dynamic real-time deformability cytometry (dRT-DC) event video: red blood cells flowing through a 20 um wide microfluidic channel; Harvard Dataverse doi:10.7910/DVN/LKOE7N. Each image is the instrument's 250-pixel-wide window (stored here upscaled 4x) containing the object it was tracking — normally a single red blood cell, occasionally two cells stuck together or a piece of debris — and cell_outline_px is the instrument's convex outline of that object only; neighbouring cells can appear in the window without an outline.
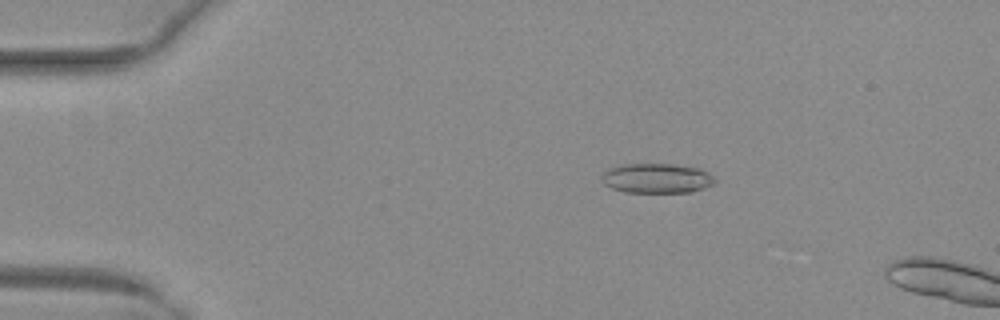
{"species": "common noctule bat (a hibernating species)", "species_latin": "Nyctalus noctula", "temperature_condition": "warm", "stored_images_in_passage": 11, "camera_frame_rate_fps": 3000, "um_per_image_px": 0.085, "animal": {"sex": "female", "body_mass_g": 29.2, "forearm_length_mm": 56.3}, "frame": {"image": 1, "passage_image": 8, "time_ms": 2.333, "image_size_px": [1000, 320], "cell_outline_px": [[716, 184], [692, 192], [624, 192], [612, 188], [604, 184], [604, 172], [608, 168], [624, 164], [672, 164], [700, 168], [708, 172], [716, 180]], "centroid_in_image_um": [55.88, 15.15], "position_along_channel_um": 29.1, "area_um2": 19.59}}